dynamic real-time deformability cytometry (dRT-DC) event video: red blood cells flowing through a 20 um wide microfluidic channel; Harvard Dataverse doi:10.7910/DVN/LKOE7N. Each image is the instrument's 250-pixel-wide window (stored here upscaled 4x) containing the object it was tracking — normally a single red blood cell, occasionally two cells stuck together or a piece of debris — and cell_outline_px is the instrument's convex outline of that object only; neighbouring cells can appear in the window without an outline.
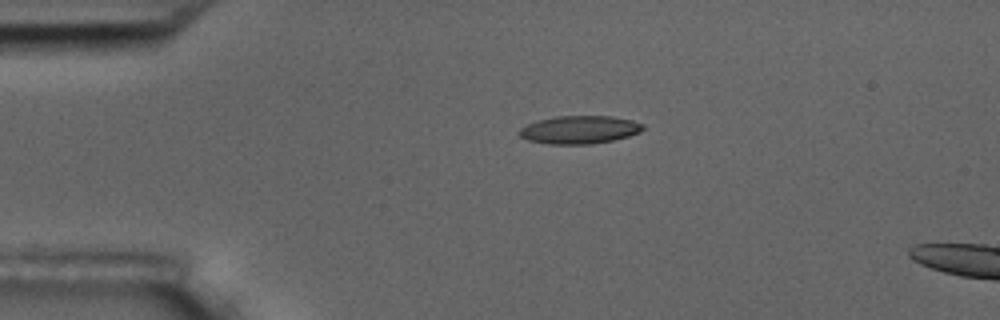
{"species": "common noctule bat (a hibernating species)", "species_latin": "Nyctalus noctula", "temperature_condition": "room temperature", "stored_images_in_passage": 6, "segment_of_instrument_passage": [1, 2], "camera_frame_rate_fps": 3000, "um_per_image_px": 0.085, "animal": {"sex": "male", "body_mass_g": 17.5, "forearm_length_mm": 52.3}, "frame": {"image": 1, "passage_image": 4, "time_ms": 3.667, "image_size_px": [1000, 320], "cell_outline_px": [[644, 128], [640, 132], [628, 136], [612, 140], [588, 144], [548, 144], [528, 140], [520, 136], [516, 132], [520, 128], [536, 120], [556, 116], [612, 116], [632, 120], [644, 124]], "centroid_in_image_um": [49.23, 11.02], "position_along_channel_um": 35.8, "area_um2": 20.23}}